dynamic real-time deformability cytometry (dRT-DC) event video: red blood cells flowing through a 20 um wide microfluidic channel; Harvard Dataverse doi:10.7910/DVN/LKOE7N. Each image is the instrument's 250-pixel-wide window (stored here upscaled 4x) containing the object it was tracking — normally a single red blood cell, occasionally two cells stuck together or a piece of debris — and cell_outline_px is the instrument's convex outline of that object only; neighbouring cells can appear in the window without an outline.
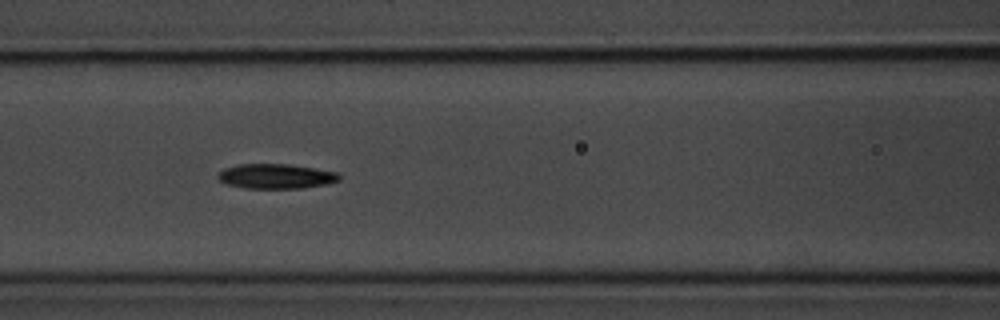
{"species": "common noctule bat (a hibernating species)", "species_latin": "Nyctalus noctula", "temperature_condition": "room temperature", "stored_images_in_passage": 10, "camera_frame_rate_fps": 3000, "um_per_image_px": 0.085, "animal": {"sex": "male", "body_mass_g": 20.1, "forearm_length_mm": 53.5}, "frame": {"image": 1, "passage_image": 7, "time_ms": 7.0, "image_size_px": [1000, 320], "cell_outline_px": [[340, 180], [328, 184], [304, 188], [244, 188], [228, 184], [220, 180], [216, 176], [224, 168], [236, 164], [292, 164], [336, 172], [340, 176]], "centroid_in_image_um": [23.46, 14.98], "position_along_channel_um": 143.1, "area_um2": 17.57}}